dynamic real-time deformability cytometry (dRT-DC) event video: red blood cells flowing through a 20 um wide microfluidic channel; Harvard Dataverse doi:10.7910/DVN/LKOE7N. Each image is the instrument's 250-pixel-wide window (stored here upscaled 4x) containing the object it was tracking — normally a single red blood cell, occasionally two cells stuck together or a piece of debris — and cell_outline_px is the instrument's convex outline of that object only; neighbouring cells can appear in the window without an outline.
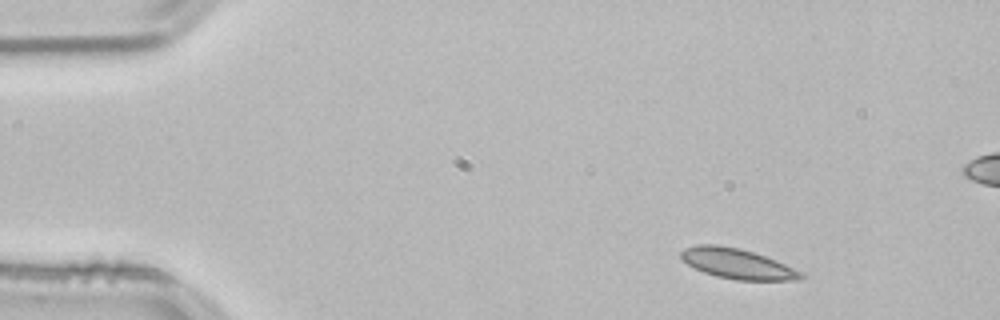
{"species": "common noctule bat (a hibernating species)", "species_latin": "Nyctalus noctula", "temperature_condition": "room temperature", "stored_images_in_passage": 35, "camera_frame_rate_fps": 3000, "um_per_image_px": 0.085, "animal": {"sex": "male", "body_mass_g": 21.5, "forearm_length_mm": 52.0}, "frame": {"image": 1, "passage_image": 1, "time_ms": 0.0, "image_size_px": [1000, 320], "cell_outline_px": [[776, 268], [768, 280], [756, 280], [724, 276], [700, 268], [692, 264], [688, 260], [700, 248], [728, 248], [744, 252], [768, 260], [776, 264]], "centroid_in_image_um": [62.32, 22.41], "position_along_channel_um": 22.7, "area_um2": 13.87}}
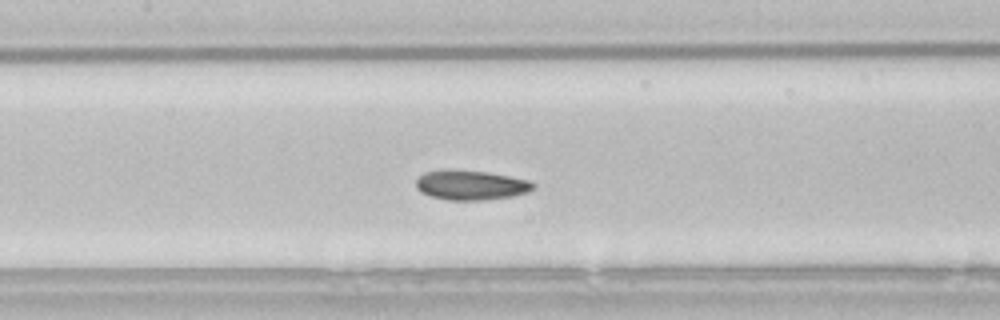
{"frame": {"image": 2, "passage_image": 19, "time_ms": 6.0, "image_size_px": [1000, 320], "cell_outline_px": [[528, 188], [516, 192], [492, 196], [444, 196], [428, 192], [420, 188], [420, 180], [428, 176], [440, 172], [468, 172], [496, 176], [516, 180], [528, 184]], "centroid_in_image_um": [39.93, 15.69], "position_along_channel_um": 167.5, "area_um2": 14.62}}
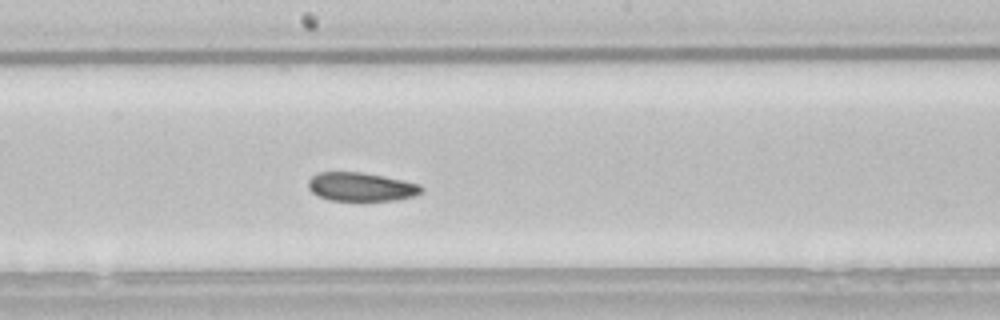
{"frame": {"image": 3, "passage_image": 23, "time_ms": 7.333, "image_size_px": [1000, 320], "cell_outline_px": [[420, 188], [416, 192], [400, 196], [372, 200], [348, 200], [324, 196], [316, 192], [312, 188], [312, 180], [320, 176], [372, 176], [408, 184]], "centroid_in_image_um": [30.64, 15.95], "position_along_channel_um": 217.6, "area_um2": 14.33}, "authors_computed_cell_mechanics": {"area_um2": 14.5656, "velocity_mm_per_s": 3.7627, "shape_relaxation_time_tau1_ms": null, "shape_relaxation_time_tau2_ms": 5.9028, "deformation_change_tau1": null, "deformation_change_tau2": 0.0753}}